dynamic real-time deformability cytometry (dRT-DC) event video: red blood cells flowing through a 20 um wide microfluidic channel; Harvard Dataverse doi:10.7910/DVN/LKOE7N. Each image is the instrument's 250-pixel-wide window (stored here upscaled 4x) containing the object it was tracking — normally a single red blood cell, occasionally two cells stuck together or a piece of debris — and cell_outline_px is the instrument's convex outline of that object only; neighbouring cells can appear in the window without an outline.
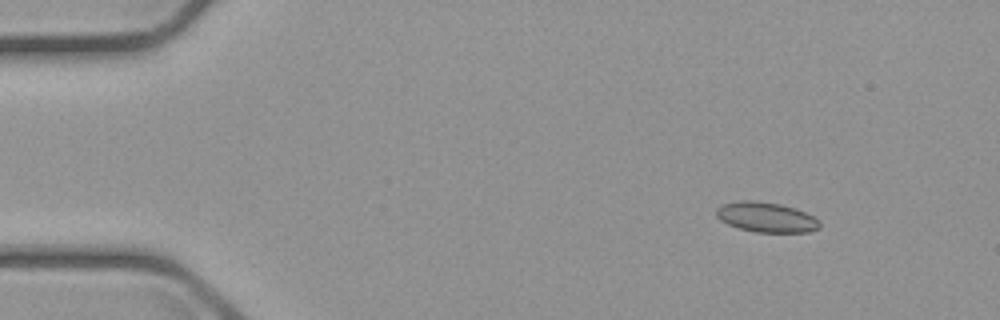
{"species": "common noctule bat (a hibernating species)", "species_latin": "Nyctalus noctula", "temperature_condition": "cold", "stored_images_in_passage": 7, "camera_frame_rate_fps": 3000, "um_per_image_px": 0.085, "animal": {"sex": "male", "body_mass_g": 23.1, "forearm_length_mm": 52.7}, "frame": {"image": 1, "passage_image": 1, "time_ms": 0.0, "image_size_px": [1000, 320], "cell_outline_px": [[820, 228], [808, 232], [756, 232], [740, 228], [728, 224], [720, 220], [716, 216], [716, 208], [720, 204], [740, 200], [752, 200], [780, 204], [796, 208], [820, 220]], "centroid_in_image_um": [65.11, 18.45], "position_along_channel_um": 19.9, "area_um2": 18.15}}
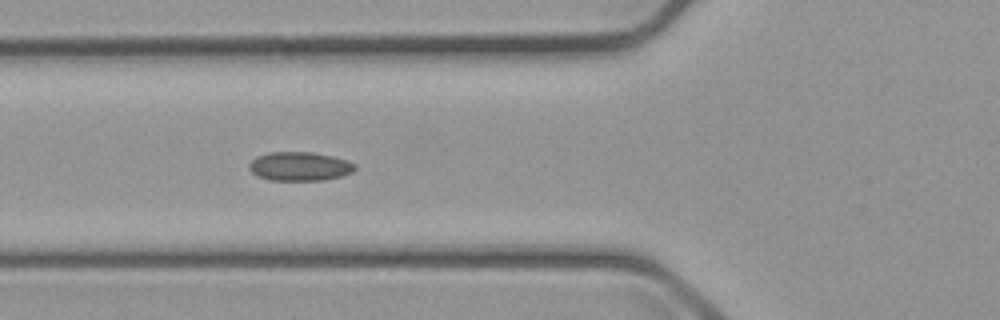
{"frame": {"image": 2, "passage_image": 5, "time_ms": 4.667, "image_size_px": [1000, 320], "cell_outline_px": [[356, 168], [352, 172], [340, 176], [324, 180], [272, 180], [260, 176], [252, 172], [248, 168], [248, 164], [256, 156], [268, 152], [312, 152], [332, 156], [356, 164]], "centroid_in_image_um": [25.45, 14.13], "position_along_channel_um": 100.3, "area_um2": 17.69}}
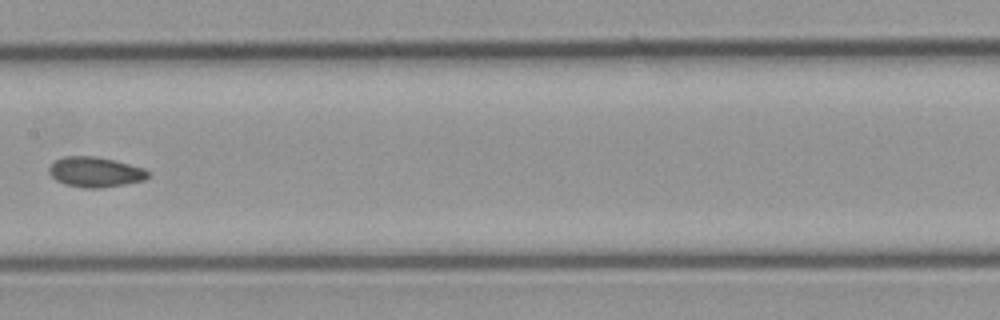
{"frame": {"image": 3, "passage_image": 7, "time_ms": 7.333, "image_size_px": [1000, 320], "cell_outline_px": [[148, 176], [144, 180], [124, 184], [100, 188], [84, 188], [64, 184], [56, 180], [48, 172], [48, 168], [56, 160], [64, 156], [92, 156], [112, 160], [144, 168], [148, 172]], "centroid_in_image_um": [8.06, 14.63], "position_along_channel_um": 199.3, "area_um2": 17.17}}